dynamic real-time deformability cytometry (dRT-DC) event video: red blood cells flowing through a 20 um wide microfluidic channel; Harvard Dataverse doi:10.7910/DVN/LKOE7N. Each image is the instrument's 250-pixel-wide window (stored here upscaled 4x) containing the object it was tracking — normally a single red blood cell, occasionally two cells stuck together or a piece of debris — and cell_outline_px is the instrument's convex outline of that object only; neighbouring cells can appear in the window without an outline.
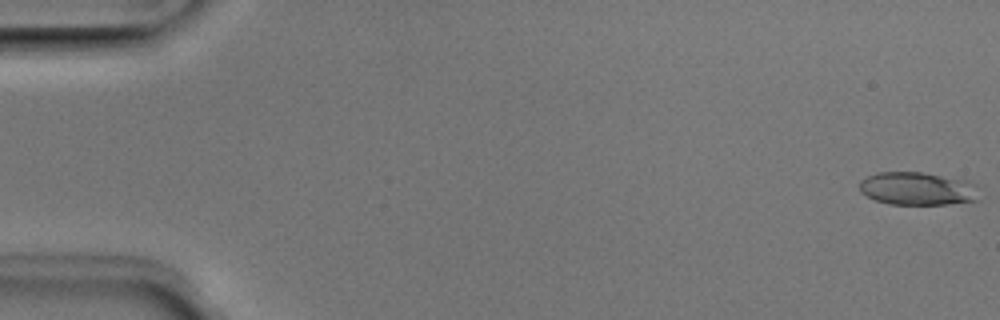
{"species": "Egyptian fruit bat (a non-hibernating species)", "species_latin": "Rousettus aegyptiacus", "temperature_condition": "room temperature", "stored_images_in_passage": 51, "camera_frame_rate_fps": 3000, "um_per_image_px": 0.085, "animal": {"sex": "male"}, "frame": {"image": 1, "passage_image": 1, "time_ms": 0.0, "image_size_px": [1000, 320], "cell_outline_px": [[980, 200], [948, 204], [888, 204], [876, 200], [860, 192], [860, 180], [876, 172], [920, 172], [968, 180], [976, 184]], "centroid_in_image_um": [78.02, 16.03], "position_along_channel_um": 7.0, "area_um2": 23.18}}
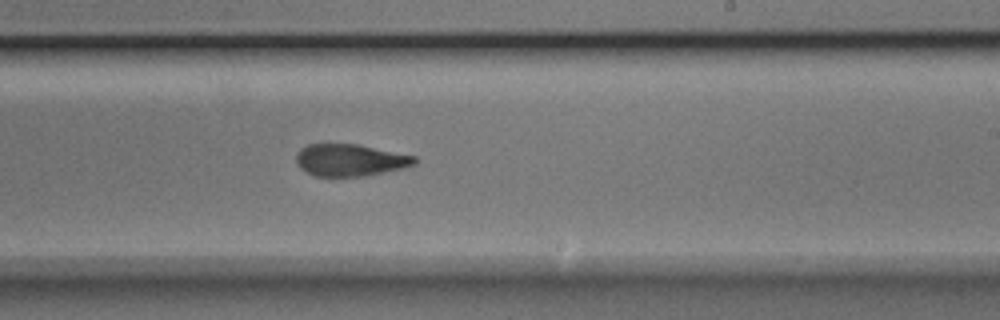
{"frame": {"image": 2, "passage_image": 31, "time_ms": 10.0, "image_size_px": [1000, 320], "cell_outline_px": [[416, 164], [404, 168], [364, 176], [316, 176], [300, 168], [296, 160], [296, 156], [300, 148], [308, 144], [360, 144], [416, 156]], "centroid_in_image_um": [29.78, 13.6], "position_along_channel_um": 259.2, "area_um2": 22.14}}
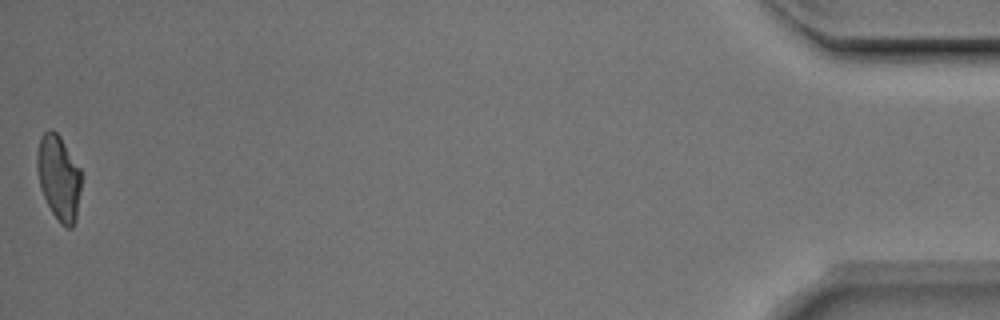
{"frame": {"image": 3, "passage_image": 51, "time_ms": 16.667, "image_size_px": [1000, 320], "cell_outline_px": [[80, 192], [76, 220], [72, 228], [64, 228], [60, 224], [52, 212], [40, 188], [36, 168], [36, 152], [40, 136], [48, 128], [52, 128], [60, 136], [80, 168]], "centroid_in_image_um": [4.97, 15.08], "position_along_channel_um": 430.2, "area_um2": 22.14}, "authors_computed_cell_mechanics": {"area_um2": 22.6576, "velocity_mm_per_s": 3.9938, "shape_relaxation_time_tau1_ms": 5.2588, "shape_relaxation_time_tau2_ms": 1.8747, "deformation_change_tau1": 0.1583, "deformation_change_tau2": 0.0906}}